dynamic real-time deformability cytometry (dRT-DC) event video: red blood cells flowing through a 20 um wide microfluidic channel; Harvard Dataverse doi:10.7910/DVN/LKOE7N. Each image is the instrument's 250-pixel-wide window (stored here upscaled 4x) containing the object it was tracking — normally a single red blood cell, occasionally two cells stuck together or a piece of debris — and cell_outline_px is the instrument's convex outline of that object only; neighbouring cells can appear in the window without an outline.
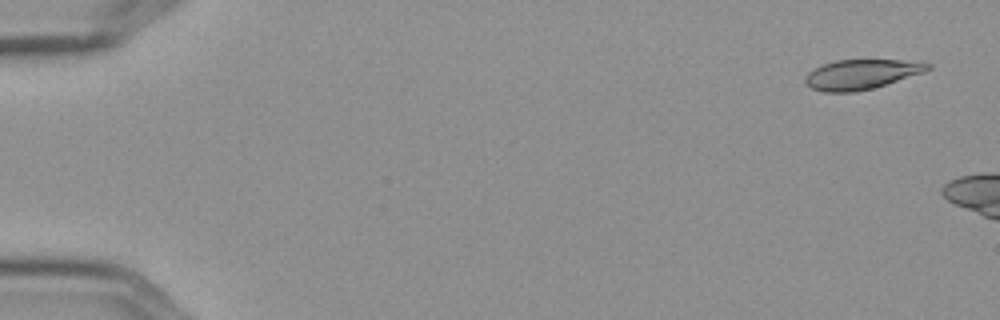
{"species": "Egyptian fruit bat (a non-hibernating species)", "species_latin": "Rousettus aegyptiacus", "temperature_condition": "cold", "stored_images_in_passage": 3, "camera_frame_rate_fps": 3000, "um_per_image_px": 0.085, "frame": {"image": 1, "passage_image": 1, "time_ms": 0.0, "image_size_px": [1000, 320], "cell_outline_px": [[932, 68], [924, 72], [872, 88], [852, 92], [824, 92], [812, 88], [804, 84], [804, 76], [808, 72], [824, 64], [836, 60], [924, 60], [932, 64]], "centroid_in_image_um": [73.25, 6.3], "position_along_channel_um": 11.7, "area_um2": 21.39}}